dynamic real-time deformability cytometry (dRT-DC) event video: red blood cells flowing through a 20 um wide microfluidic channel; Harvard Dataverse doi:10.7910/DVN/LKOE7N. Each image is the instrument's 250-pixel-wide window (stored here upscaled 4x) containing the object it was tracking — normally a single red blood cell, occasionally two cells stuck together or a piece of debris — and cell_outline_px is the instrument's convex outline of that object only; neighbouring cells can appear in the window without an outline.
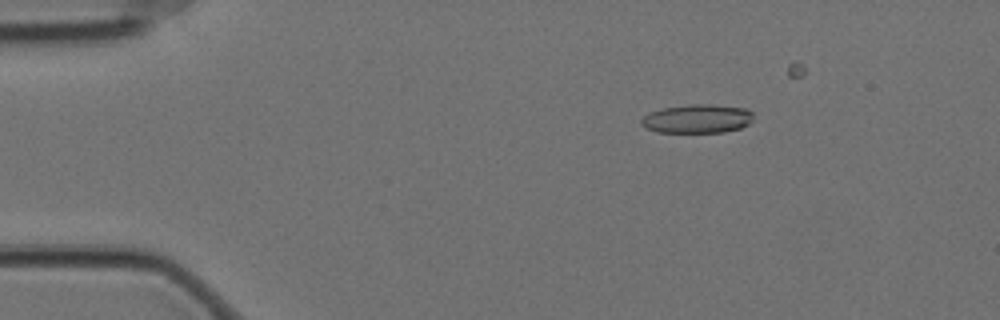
{"species": "Egyptian fruit bat (a non-hibernating species)", "species_latin": "Rousettus aegyptiacus", "temperature_condition": "cold", "stored_images_in_passage": 46, "camera_frame_rate_fps": 3000, "um_per_image_px": 0.085, "animal": {"sex": "female"}, "frame": {"image": 1, "passage_image": 10, "time_ms": 3.0, "image_size_px": [1000, 320], "cell_outline_px": [[752, 120], [748, 124], [740, 128], [724, 132], [656, 132], [644, 128], [640, 124], [640, 120], [648, 112], [664, 108], [692, 104], [712, 104], [748, 108], [752, 112]], "centroid_in_image_um": [59.25, 10.09], "position_along_channel_um": 25.8, "area_um2": 18.96}}
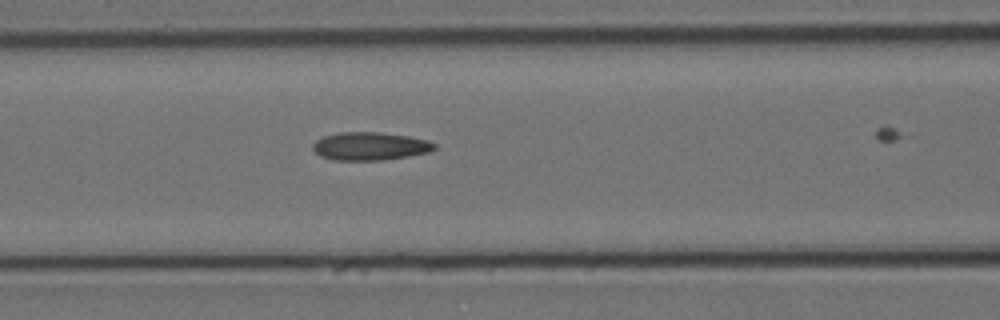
{"frame": {"image": 2, "passage_image": 25, "time_ms": 8.0, "image_size_px": [1000, 320], "cell_outline_px": [[436, 148], [428, 152], [408, 156], [380, 160], [332, 160], [320, 156], [312, 148], [312, 144], [316, 140], [324, 136], [340, 132], [376, 132], [408, 136], [428, 140], [436, 144]], "centroid_in_image_um": [31.43, 12.42], "position_along_channel_um": 135.2, "area_um2": 19.83}}
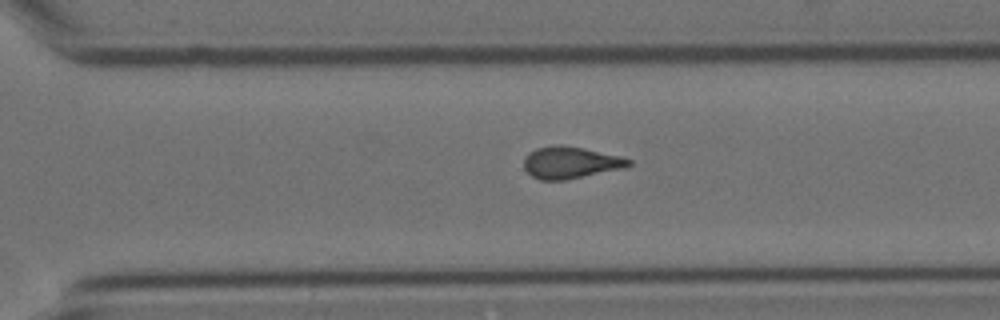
{"frame": {"image": 3, "passage_image": 41, "time_ms": 13.333, "image_size_px": [1000, 320], "cell_outline_px": [[632, 164], [628, 168], [564, 180], [540, 180], [532, 176], [524, 168], [524, 156], [528, 152], [536, 148], [556, 144], [564, 144], [584, 148], [620, 156], [632, 160]], "centroid_in_image_um": [48.51, 13.81], "position_along_channel_um": 322.1, "area_um2": 19.83}}